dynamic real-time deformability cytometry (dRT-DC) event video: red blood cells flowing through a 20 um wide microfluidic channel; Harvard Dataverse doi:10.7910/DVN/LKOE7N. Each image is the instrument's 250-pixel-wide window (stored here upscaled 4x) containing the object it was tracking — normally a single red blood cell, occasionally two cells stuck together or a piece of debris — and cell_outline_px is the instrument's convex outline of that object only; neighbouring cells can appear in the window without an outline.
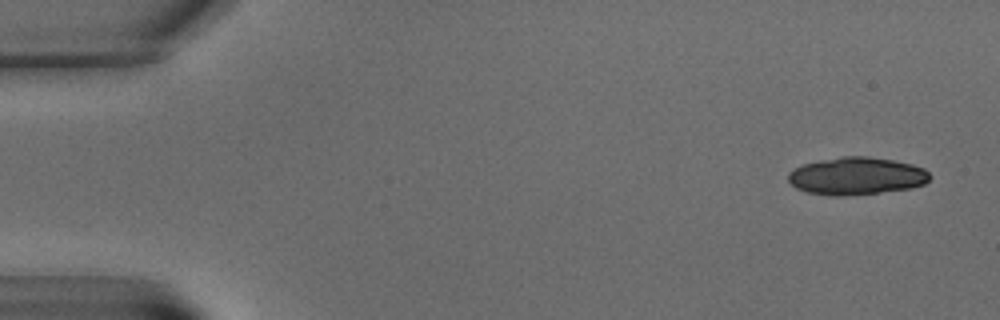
{"species": "common noctule bat (a hibernating species)", "species_latin": "Nyctalus noctula", "temperature_condition": "warm", "stored_images_in_passage": 9, "camera_frame_rate_fps": 3000, "um_per_image_px": 0.085, "animal": {"sex": "male", "body_mass_g": 15.6}, "frame": {"image": 1, "passage_image": 1, "time_ms": 0.0, "image_size_px": [1000, 320], "cell_outline_px": [[932, 176], [924, 184], [912, 188], [840, 196], [832, 196], [808, 192], [796, 188], [788, 180], [788, 172], [804, 164], [820, 160], [840, 156], [868, 156], [892, 160], [912, 164], [924, 168]], "centroid_in_image_um": [72.81, 14.95], "position_along_channel_um": 12.2, "area_um2": 30.81}}
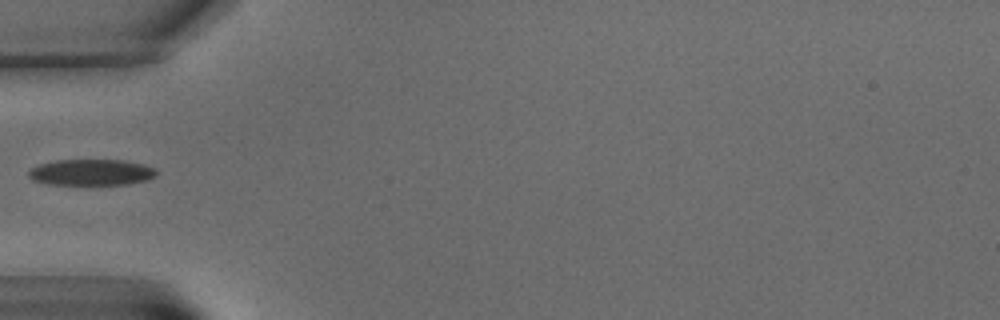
{"frame": {"image": 2, "passage_image": 6, "time_ms": 7.0, "image_size_px": [1000, 320], "cell_outline_px": [[156, 176], [148, 180], [128, 184], [48, 184], [32, 180], [28, 176], [28, 172], [32, 168], [40, 164], [56, 160], [124, 160], [144, 164], [156, 168]], "centroid_in_image_um": [7.79, 14.64], "position_along_channel_um": 77.2, "area_um2": 19.48}}